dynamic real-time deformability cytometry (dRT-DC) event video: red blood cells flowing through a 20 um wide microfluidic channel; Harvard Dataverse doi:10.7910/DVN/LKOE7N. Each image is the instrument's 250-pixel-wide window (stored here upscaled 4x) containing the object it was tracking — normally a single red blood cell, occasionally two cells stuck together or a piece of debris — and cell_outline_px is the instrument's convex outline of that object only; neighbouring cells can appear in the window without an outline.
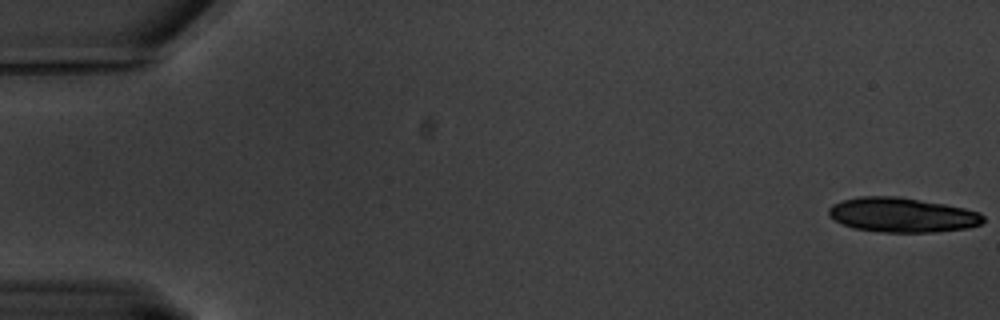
{"species": "common noctule bat (a hibernating species)", "species_latin": "Nyctalus noctula", "temperature_condition": "warm", "stored_images_in_passage": 16, "camera_frame_rate_fps": 3000, "um_per_image_px": 0.085, "animal": {"sex": "male", "body_mass_g": 20.1, "forearm_length_mm": 53.5}, "frame": {"image": 1, "passage_image": 1, "time_ms": 0.0, "image_size_px": [1000, 320], "cell_outline_px": [[984, 220], [980, 224], [968, 228], [936, 232], [884, 232], [852, 228], [828, 216], [828, 208], [832, 204], [844, 200], [860, 196], [900, 196], [944, 204], [964, 208], [980, 212], [984, 216]], "centroid_in_image_um": [76.69, 18.26], "position_along_channel_um": 8.3, "area_um2": 31.21}}